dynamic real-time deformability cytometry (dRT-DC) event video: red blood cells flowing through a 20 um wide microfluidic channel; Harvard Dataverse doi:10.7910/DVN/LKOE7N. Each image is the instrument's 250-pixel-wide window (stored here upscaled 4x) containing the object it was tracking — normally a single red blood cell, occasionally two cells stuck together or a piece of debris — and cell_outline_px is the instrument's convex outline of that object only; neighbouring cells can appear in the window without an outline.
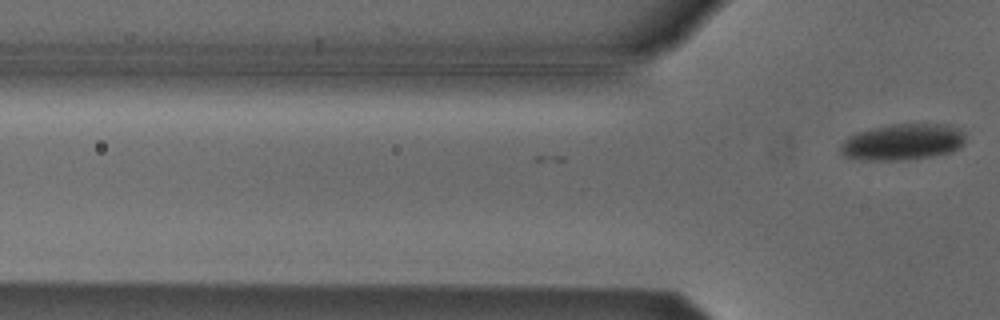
{"species": "Egyptian fruit bat (a non-hibernating species)", "species_latin": "Rousettus aegyptiacus", "temperature_condition": "cold", "stored_images_in_passage": 3, "camera_frame_rate_fps": 3000, "um_per_image_px": 0.085, "animal": {"sex": "male"}, "frame": {"image": 1, "passage_image": 3, "time_ms": 0.667, "image_size_px": [1000, 320], "cell_outline_px": [[964, 144], [960, 148], [952, 152], [932, 156], [908, 160], [860, 160], [844, 156], [840, 152], [840, 144], [848, 136], [856, 132], [892, 124], [940, 124], [960, 128], [964, 132]], "centroid_in_image_um": [76.72, 12.08], "position_along_channel_um": 49.1, "area_um2": 26.65}}